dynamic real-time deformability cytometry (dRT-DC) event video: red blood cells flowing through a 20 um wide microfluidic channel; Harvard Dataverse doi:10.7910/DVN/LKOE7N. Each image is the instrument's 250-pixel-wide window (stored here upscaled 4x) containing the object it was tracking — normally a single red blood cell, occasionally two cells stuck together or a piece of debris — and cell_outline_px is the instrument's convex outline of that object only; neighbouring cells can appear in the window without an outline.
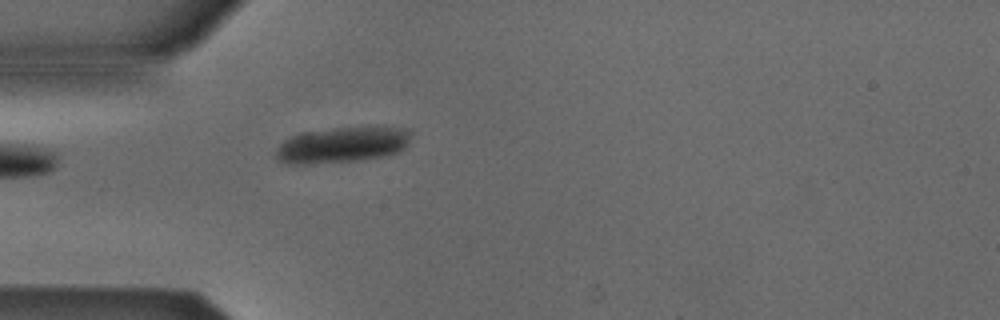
{"species": "Egyptian fruit bat (a non-hibernating species)", "species_latin": "Rousettus aegyptiacus", "temperature_condition": "cold", "stored_images_in_passage": 37, "camera_frame_rate_fps": 3000, "um_per_image_px": 0.085, "animal": {"sex": "male"}, "frame": {"image": 1, "passage_image": 1, "time_ms": 0.0, "image_size_px": [1000, 320], "cell_outline_px": [[412, 132], [408, 144], [404, 148], [396, 152], [384, 156], [360, 160], [312, 164], [308, 164], [280, 160], [276, 156], [276, 148], [284, 140], [300, 132], [332, 128], [376, 124], [384, 124], [408, 128]], "centroid_in_image_um": [29.22, 12.24], "position_along_channel_um": 55.8, "area_um2": 28.96}}
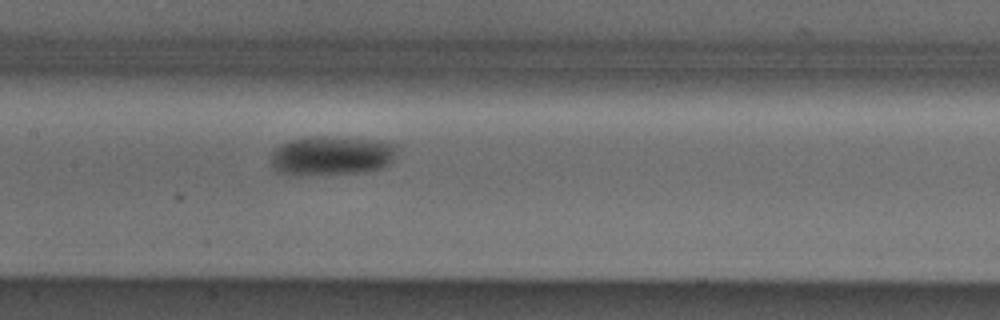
{"frame": {"image": 2, "passage_image": 11, "time_ms": 3.333, "image_size_px": [1000, 320], "cell_outline_px": [[400, 144], [392, 160], [384, 168], [360, 172], [276, 172], [272, 164], [272, 152], [280, 144], [288, 140], [308, 136], [336, 136]], "centroid_in_image_um": [28.23, 13.16], "position_along_channel_um": 179.2, "area_um2": 28.03}}
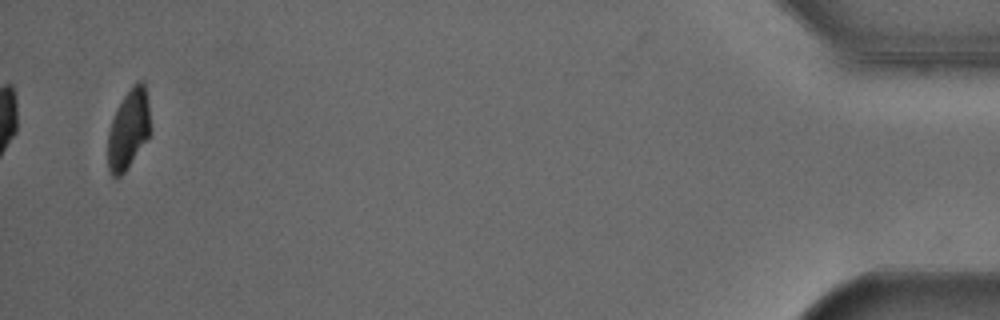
{"frame": {"image": 3, "passage_image": 37, "time_ms": 12.0, "image_size_px": [1000, 320], "cell_outline_px": [[152, 132], [124, 172], [120, 176], [112, 176], [108, 168], [108, 132], [112, 120], [124, 96], [140, 80], [144, 80], [148, 100]], "centroid_in_image_um": [10.95, 10.99], "position_along_channel_um": 424.2, "area_um2": 19.48}, "authors_computed_cell_mechanics": {"area_um2": 26.588, "velocity_mm_per_s": 3.8685, "shape_relaxation_time_tau1_ms": 4.3633, "shape_relaxation_time_tau2_ms": null, "deformation_change_tau1": 0.1095, "deformation_change_tau2": null}}